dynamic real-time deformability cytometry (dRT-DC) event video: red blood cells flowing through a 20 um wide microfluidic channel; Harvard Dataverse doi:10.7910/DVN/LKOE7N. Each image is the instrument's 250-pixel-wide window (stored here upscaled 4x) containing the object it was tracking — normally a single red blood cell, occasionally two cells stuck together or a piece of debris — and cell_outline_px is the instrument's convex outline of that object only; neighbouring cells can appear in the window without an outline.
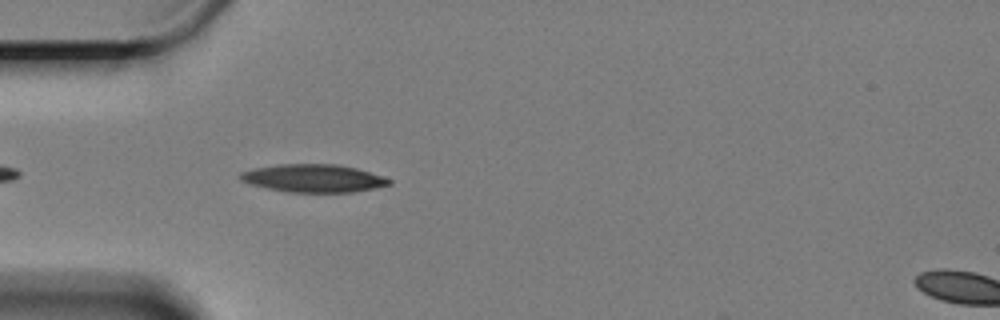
{"species": "Egyptian fruit bat (a non-hibernating species)", "species_latin": "Rousettus aegyptiacus", "temperature_condition": "cold", "stored_images_in_passage": 16, "camera_frame_rate_fps": 3000, "um_per_image_px": 0.085, "animal": {"sex": "female"}, "frame": {"image": 1, "passage_image": 4, "time_ms": 1.0, "image_size_px": [1000, 320], "cell_outline_px": [[392, 184], [352, 192], [288, 192], [268, 188], [252, 184], [240, 180], [240, 172], [256, 168], [280, 164], [336, 164], [356, 168], [392, 180]], "centroid_in_image_um": [26.63, 15.15], "position_along_channel_um": 58.4, "area_um2": 23.81}}
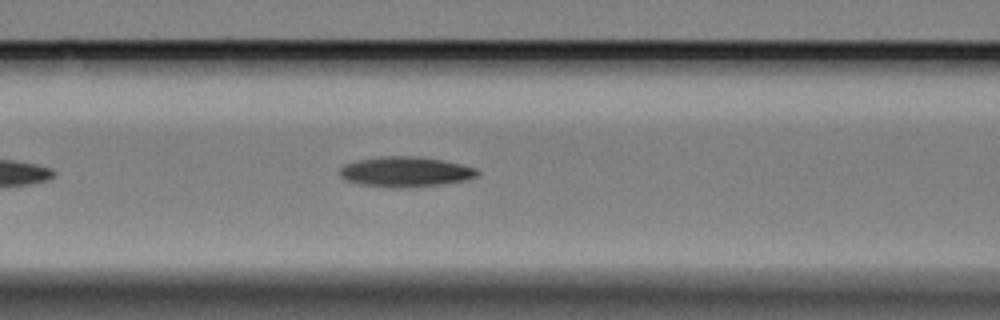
{"frame": {"image": 2, "passage_image": 11, "time_ms": 3.333, "image_size_px": [1000, 320], "cell_outline_px": [[480, 172], [476, 176], [468, 180], [444, 184], [408, 188], [388, 188], [360, 184], [344, 180], [340, 176], [340, 168], [344, 164], [356, 160], [380, 156], [420, 156], [460, 164], [476, 168]], "centroid_in_image_um": [34.44, 14.61], "position_along_channel_um": 132.2, "area_um2": 24.57}}
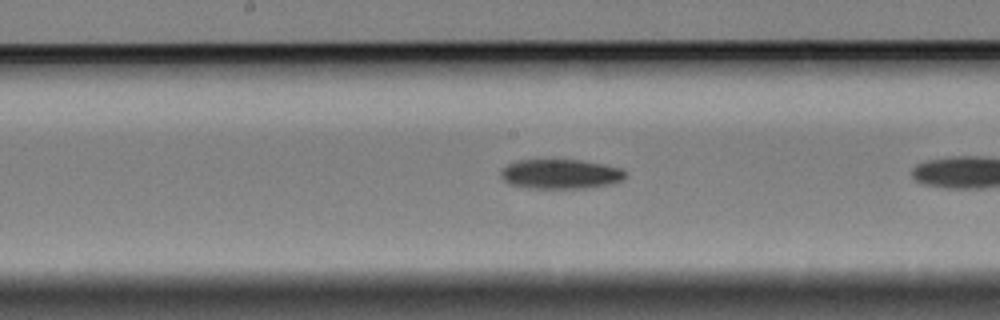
{"frame": {"image": 3, "passage_image": 14, "time_ms": 4.333, "image_size_px": [1000, 320], "cell_outline_px": [[628, 176], [616, 184], [588, 188], [528, 188], [508, 184], [500, 176], [500, 172], [508, 164], [516, 160], [580, 160], [604, 164], [620, 168], [628, 172]], "centroid_in_image_um": [47.7, 14.8], "position_along_channel_um": 200.5, "area_um2": 21.85}}